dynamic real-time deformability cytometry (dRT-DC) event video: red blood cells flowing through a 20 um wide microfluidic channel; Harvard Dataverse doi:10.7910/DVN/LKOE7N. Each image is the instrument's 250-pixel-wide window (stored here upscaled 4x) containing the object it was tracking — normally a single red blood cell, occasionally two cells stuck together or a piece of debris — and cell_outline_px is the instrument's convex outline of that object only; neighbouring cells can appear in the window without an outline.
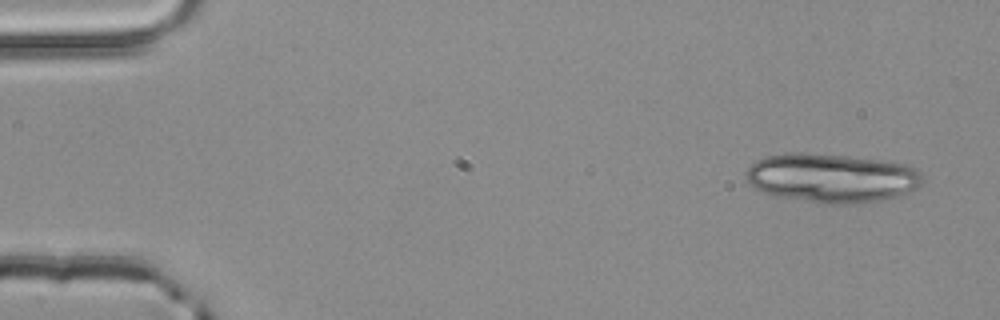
{"species": "common noctule bat (a hibernating species)", "species_latin": "Nyctalus noctula", "temperature_condition": "room temperature", "stored_images_in_passage": 4, "segment_of_instrument_passage": [1, 2], "camera_frame_rate_fps": 3000, "um_per_image_px": 0.085, "animal": {"sex": "male", "body_mass_g": 20.4}, "frame": {"image": 1, "passage_image": 1, "time_ms": 0.0, "image_size_px": [1000, 320], "cell_outline_px": [[924, 180], [908, 196], [852, 204], [824, 204], [776, 196], [752, 188], [748, 184], [744, 172], [756, 160], [764, 156], [788, 152], [804, 152], [848, 156], [880, 160], [904, 164], [916, 168], [920, 172]], "centroid_in_image_um": [70.69, 15.13], "position_along_channel_um": 14.3, "area_um2": 51.33}}